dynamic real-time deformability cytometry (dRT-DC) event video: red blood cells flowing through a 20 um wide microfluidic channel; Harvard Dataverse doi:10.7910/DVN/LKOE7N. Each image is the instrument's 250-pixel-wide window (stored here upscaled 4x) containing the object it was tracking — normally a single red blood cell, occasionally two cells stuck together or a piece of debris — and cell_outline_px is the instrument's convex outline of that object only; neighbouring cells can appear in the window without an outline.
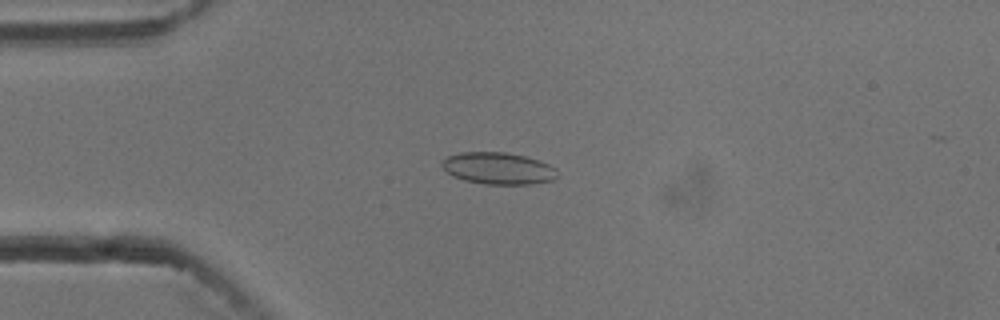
{"species": "common noctule bat (a hibernating species)", "species_latin": "Nyctalus noctula", "temperature_condition": "cold", "stored_images_in_passage": 47, "camera_frame_rate_fps": 3000, "um_per_image_px": 0.085, "animal": {"sex": "male", "body_mass_g": 13.3}, "frame": {"image": 1, "passage_image": 13, "time_ms": 4.0, "image_size_px": [1000, 320], "cell_outline_px": [[556, 176], [552, 180], [532, 184], [484, 184], [464, 180], [452, 176], [440, 164], [448, 156], [460, 152], [504, 152], [524, 156], [540, 160], [556, 168]], "centroid_in_image_um": [42.34, 14.31], "position_along_channel_um": 42.7, "area_um2": 21.33}}
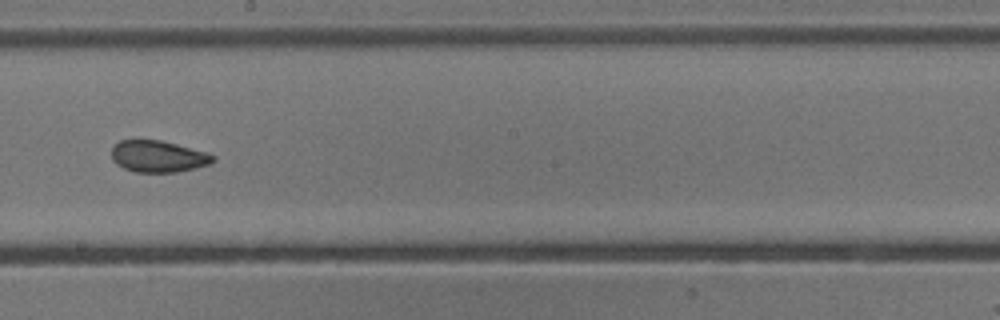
{"frame": {"image": 2, "passage_image": 30, "time_ms": 9.667, "image_size_px": [1000, 320], "cell_outline_px": [[216, 160], [212, 164], [196, 168], [176, 172], [136, 172], [124, 168], [116, 164], [112, 160], [112, 148], [120, 140], [160, 140], [208, 152], [216, 156]], "centroid_in_image_um": [13.49, 13.3], "position_along_channel_um": 234.7, "area_um2": 18.84}}
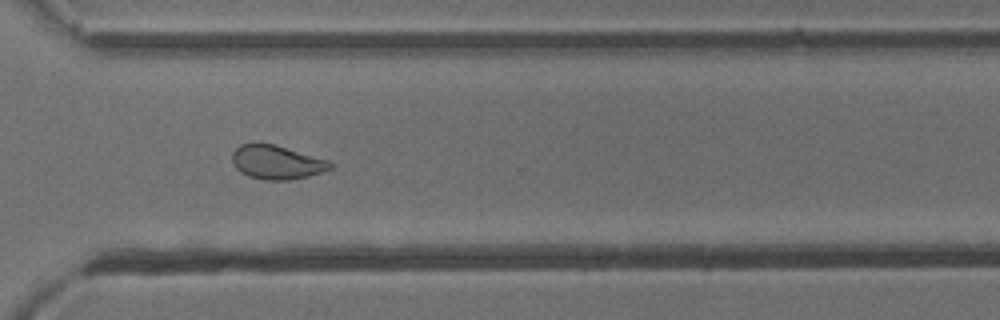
{"frame": {"image": 3, "passage_image": 39, "time_ms": 12.667, "image_size_px": [1000, 320], "cell_outline_px": [[332, 168], [308, 176], [288, 180], [264, 180], [248, 176], [240, 172], [236, 168], [232, 160], [232, 152], [240, 144], [256, 140], [276, 144], [328, 160], [332, 164]], "centroid_in_image_um": [23.46, 13.75], "position_along_channel_um": 347.1, "area_um2": 19.77}, "authors_computed_cell_mechanics": {"area_um2": 20.8658, "velocity_mm_per_s": 3.7514, "shape_relaxation_time_tau1_ms": null, "shape_relaxation_time_tau2_ms": 1.4786, "deformation_change_tau1": null, "deformation_change_tau2": 0.0548}}